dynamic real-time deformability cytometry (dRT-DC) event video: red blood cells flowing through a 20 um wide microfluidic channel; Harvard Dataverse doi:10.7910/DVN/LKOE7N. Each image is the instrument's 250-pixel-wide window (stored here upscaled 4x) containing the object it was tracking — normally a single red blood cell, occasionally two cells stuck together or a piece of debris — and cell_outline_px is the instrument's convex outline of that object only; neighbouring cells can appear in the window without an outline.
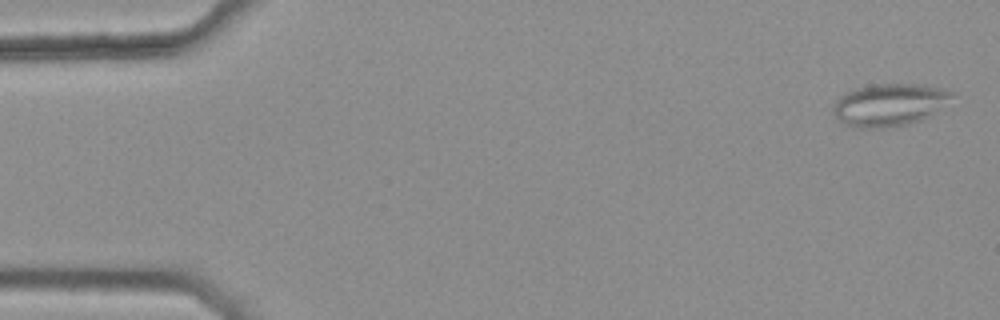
{"species": "common noctule bat (a hibernating species)", "species_latin": "Nyctalus noctula", "temperature_condition": "warm", "stored_images_in_passage": 47, "camera_frame_rate_fps": 3000, "um_per_image_px": 0.085, "animal": {"sex": "female", "body_mass_g": 25.1}, "frame": {"image": 1, "passage_image": 2, "time_ms": 0.333, "image_size_px": [1000, 320], "cell_outline_px": [[956, 92], [952, 96], [928, 116], [920, 120], [904, 124], [880, 128], [856, 128], [844, 124], [832, 112], [832, 108], [836, 100], [840, 96], [856, 88], [872, 84], [924, 84], [944, 88]], "centroid_in_image_um": [75.56, 8.89], "position_along_channel_um": 9.4, "area_um2": 29.02}}
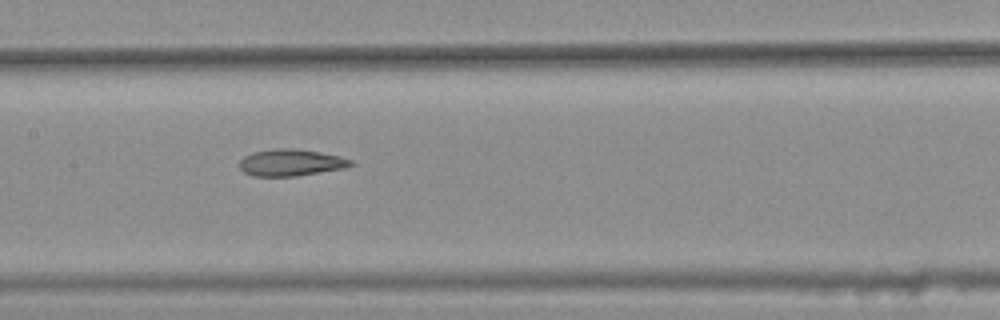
{"frame": {"image": 2, "passage_image": 26, "time_ms": 8.333, "image_size_px": [1000, 320], "cell_outline_px": [[356, 164], [344, 168], [296, 176], [252, 176], [244, 172], [240, 168], [240, 160], [244, 156], [252, 152], [276, 148], [292, 148], [320, 152], [340, 156], [352, 160]], "centroid_in_image_um": [24.73, 13.81], "position_along_channel_um": 182.7, "area_um2": 17.4}}
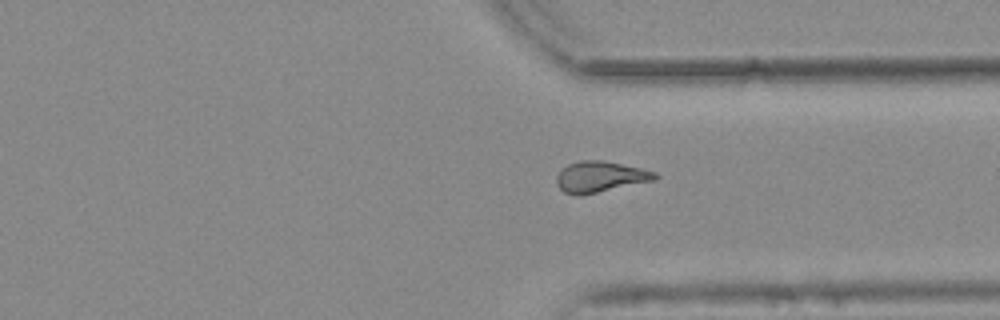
{"frame": {"image": 3, "passage_image": 40, "time_ms": 13.0, "image_size_px": [1000, 320], "cell_outline_px": [[660, 176], [656, 180], [580, 196], [576, 196], [564, 192], [556, 184], [556, 176], [560, 168], [568, 164], [580, 160], [604, 160], [640, 168], [656, 172]], "centroid_in_image_um": [51.0, 15.03], "position_along_channel_um": 360.4, "area_um2": 18.03}, "authors_computed_cell_mechanics": {"area_um2": 17.6868, "velocity_mm_per_s": 3.802, "shape_relaxation_time_tau1_ms": null, "shape_relaxation_time_tau2_ms": 3.3265, "deformation_change_tau1": null, "deformation_change_tau2": 0.1251}}